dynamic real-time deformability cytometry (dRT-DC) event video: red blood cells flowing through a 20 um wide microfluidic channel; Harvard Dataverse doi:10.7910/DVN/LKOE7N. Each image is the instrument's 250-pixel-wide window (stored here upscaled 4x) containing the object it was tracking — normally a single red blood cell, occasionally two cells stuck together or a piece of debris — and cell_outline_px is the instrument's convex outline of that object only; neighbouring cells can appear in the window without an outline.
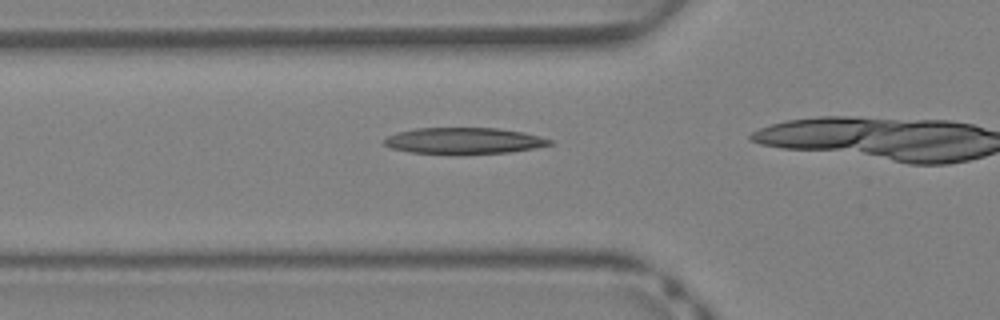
{"species": "Egyptian fruit bat (a non-hibernating species)", "species_latin": "Rousettus aegyptiacus", "temperature_condition": "warm", "stored_images_in_passage": 13, "camera_frame_rate_fps": 3000, "um_per_image_px": 0.085, "animal": {"sex": "female"}, "frame": {"image": 1, "passage_image": 10, "time_ms": 3.0, "image_size_px": [1000, 320], "cell_outline_px": [[552, 144], [532, 148], [508, 152], [460, 156], [448, 156], [408, 152], [392, 148], [384, 144], [384, 140], [388, 136], [396, 132], [416, 128], [500, 128], [524, 132], [540, 136], [552, 140]], "centroid_in_image_um": [39.39, 11.99], "position_along_channel_um": 86.4, "area_um2": 26.13}}